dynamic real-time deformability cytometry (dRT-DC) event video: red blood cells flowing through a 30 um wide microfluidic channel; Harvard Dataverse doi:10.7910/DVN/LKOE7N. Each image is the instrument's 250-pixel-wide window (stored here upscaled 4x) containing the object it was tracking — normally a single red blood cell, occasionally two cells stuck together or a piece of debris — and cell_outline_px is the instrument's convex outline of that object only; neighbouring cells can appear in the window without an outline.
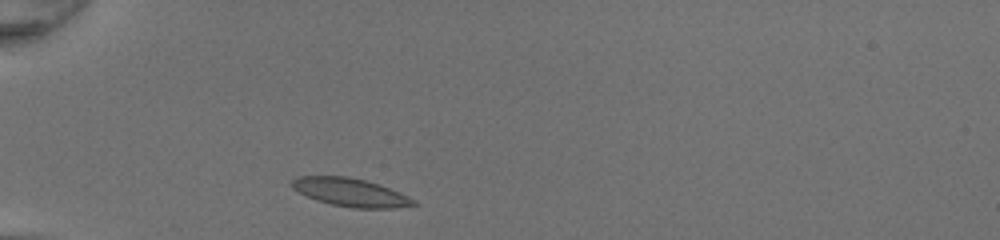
{"species": "common noctule bat (a hibernating species)", "species_latin": "Nyctalus noctula", "temperature_condition": "room temperature", "stored_images_in_passage": 29, "camera_frame_rate_fps": 3000, "um_per_image_px": 0.085, "animal": {"sex": "female", "body_mass_g": 20.0, "forearm_length_mm": 54.0}, "frame": {"image": 1, "passage_image": 2, "time_ms": 0.333, "image_size_px": [1000, 240], "cell_outline_px": [[420, 204], [392, 208], [352, 208], [332, 204], [316, 200], [292, 188], [288, 184], [296, 176], [348, 176], [380, 184], [408, 196], [416, 200]], "centroid_in_image_um": [29.79, 16.34], "position_along_channel_um": 55.2, "area_um2": 20.06}}
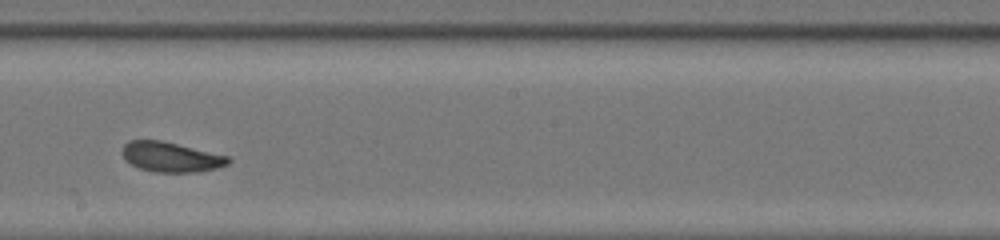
{"frame": {"image": 2, "passage_image": 16, "time_ms": 5.0, "image_size_px": [1000, 240], "cell_outline_px": [[232, 160], [228, 164], [216, 168], [200, 172], [156, 172], [140, 168], [124, 160], [120, 152], [124, 144], [128, 140], [160, 140], [228, 156]], "centroid_in_image_um": [14.49, 13.34], "position_along_channel_um": 233.7, "area_um2": 18.5}}
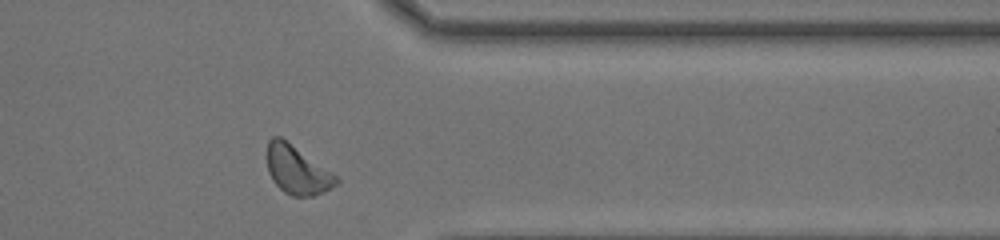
{"frame": {"image": 3, "passage_image": 27, "time_ms": 8.667, "image_size_px": [1000, 240], "cell_outline_px": [[340, 184], [324, 192], [312, 196], [292, 196], [284, 192], [272, 180], [268, 172], [264, 156], [268, 140], [272, 136], [280, 136], [332, 172], [340, 180]], "centroid_in_image_um": [25.21, 14.44], "position_along_channel_um": 386.2, "area_um2": 19.88}, "authors_computed_cell_mechanics": {"area_um2": 19.1318, "velocity_mm_per_s": 4.2719, "shape_relaxation_time_tau1_ms": 6.661, "shape_relaxation_time_tau2_ms": 3.5011, "deformation_change_tau1": 0.1573, "deformation_change_tau2": 0.0884}}